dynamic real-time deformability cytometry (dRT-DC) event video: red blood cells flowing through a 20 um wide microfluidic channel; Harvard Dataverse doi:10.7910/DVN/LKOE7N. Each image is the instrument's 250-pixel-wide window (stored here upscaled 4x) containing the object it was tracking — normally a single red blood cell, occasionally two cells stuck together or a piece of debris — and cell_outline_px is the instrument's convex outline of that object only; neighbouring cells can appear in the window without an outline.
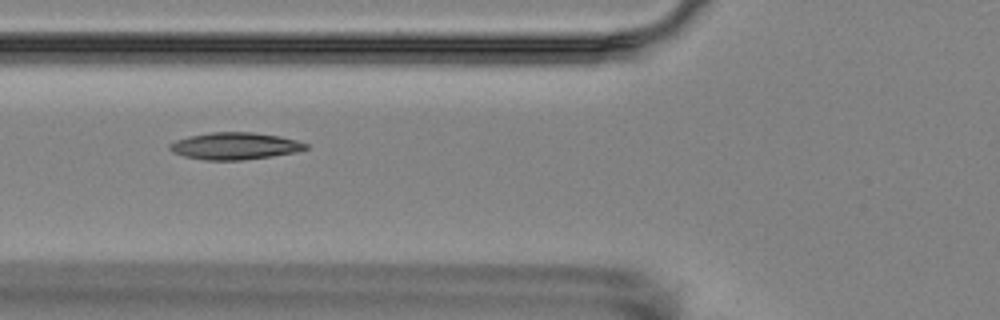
{"species": "Egyptian fruit bat (a non-hibernating species)", "species_latin": "Rousettus aegyptiacus", "temperature_condition": "room temperature", "stored_images_in_passage": 7, "camera_frame_rate_fps": 3000, "um_per_image_px": 0.085, "animal": {"sex": "female"}, "frame": {"image": 1, "passage_image": 2, "time_ms": 1.0, "image_size_px": [1000, 320], "cell_outline_px": [[308, 148], [296, 152], [272, 156], [244, 160], [204, 160], [184, 156], [172, 152], [168, 148], [168, 144], [176, 140], [188, 136], [212, 132], [252, 132], [280, 136], [296, 140], [308, 144]], "centroid_in_image_um": [19.94, 12.41], "position_along_channel_um": 105.9, "area_um2": 21.5}}
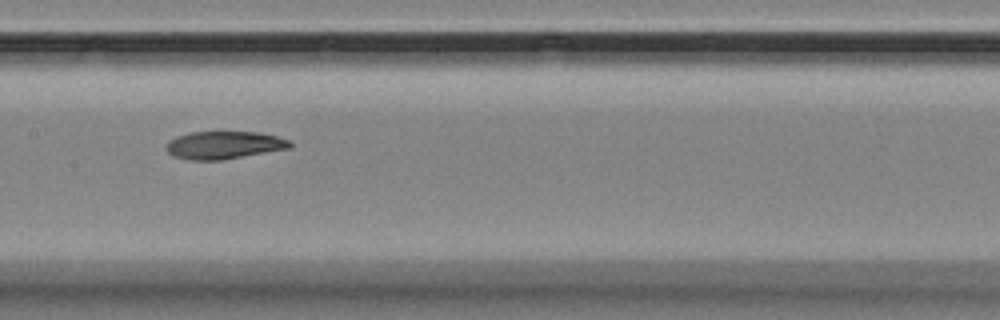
{"frame": {"image": 2, "passage_image": 4, "time_ms": 3.333, "image_size_px": [1000, 320], "cell_outline_px": [[292, 148], [220, 160], [188, 160], [172, 156], [164, 148], [168, 140], [176, 136], [188, 132], [260, 132], [276, 136], [288, 140], [292, 144]], "centroid_in_image_um": [18.99, 12.33], "position_along_channel_um": 188.4, "area_um2": 20.17}}
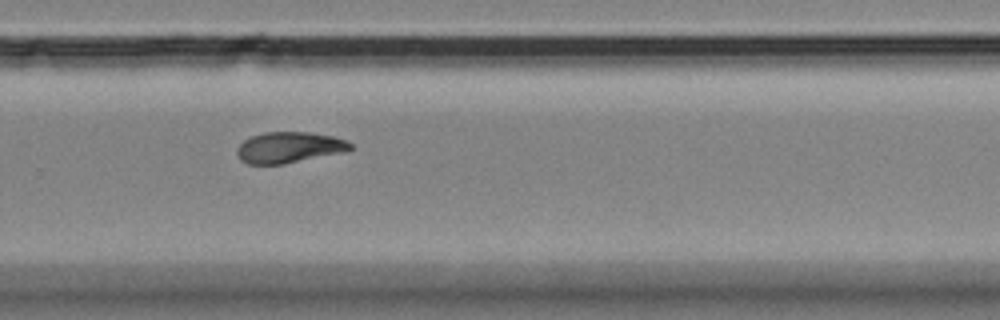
{"frame": {"image": 3, "passage_image": 7, "time_ms": 6.667, "image_size_px": [1000, 320], "cell_outline_px": [[352, 148], [348, 152], [284, 164], [248, 164], [240, 160], [236, 152], [236, 148], [244, 140], [252, 136], [264, 132], [308, 132], [332, 136], [344, 140], [352, 144]], "centroid_in_image_um": [24.58, 12.54], "position_along_channel_um": 305.2, "area_um2": 20.63}}